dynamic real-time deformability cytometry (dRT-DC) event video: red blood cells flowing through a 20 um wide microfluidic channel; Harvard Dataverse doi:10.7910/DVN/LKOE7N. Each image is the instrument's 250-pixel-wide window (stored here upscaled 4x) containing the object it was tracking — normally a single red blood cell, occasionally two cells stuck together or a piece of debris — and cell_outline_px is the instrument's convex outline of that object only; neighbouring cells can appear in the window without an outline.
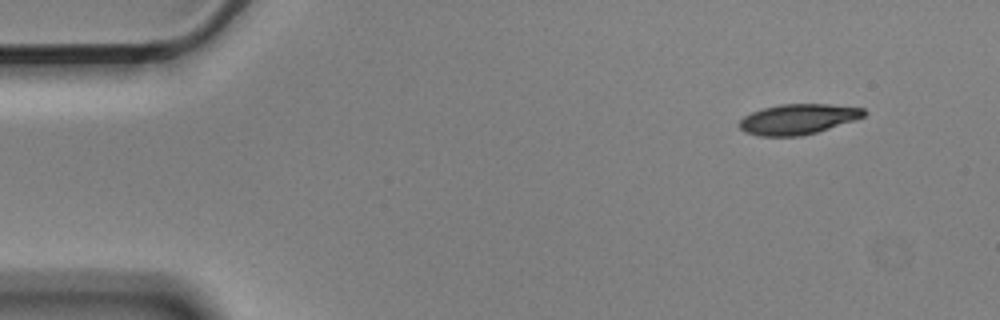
{"species": "Egyptian fruit bat (a non-hibernating species)", "species_latin": "Rousettus aegyptiacus", "temperature_condition": "cold", "stored_images_in_passage": 51, "camera_frame_rate_fps": 3000, "um_per_image_px": 0.085, "animal": {"sex": "male"}, "frame": {"image": 1, "passage_image": 1, "time_ms": 0.0, "image_size_px": [1000, 320], "cell_outline_px": [[868, 112], [864, 116], [816, 132], [800, 136], [760, 136], [744, 132], [740, 128], [740, 120], [744, 116], [752, 112], [764, 108], [780, 104], [828, 104], [864, 108]], "centroid_in_image_um": [67.81, 10.12], "position_along_channel_um": 17.2, "area_um2": 21.73}}
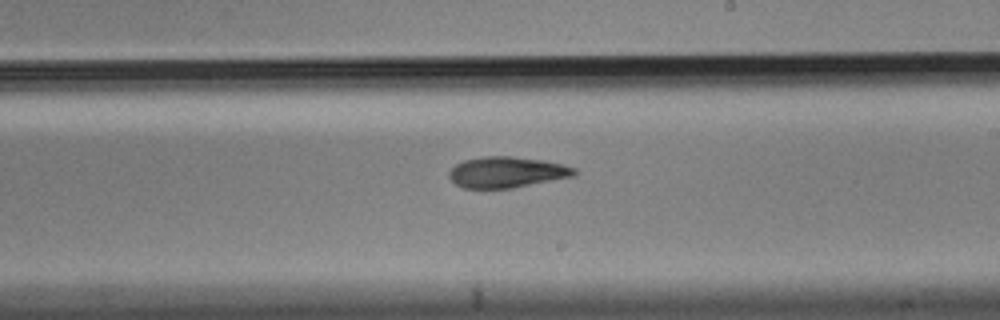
{"frame": {"image": 2, "passage_image": 28, "time_ms": 9.0, "image_size_px": [1000, 320], "cell_outline_px": [[576, 176], [512, 188], [464, 188], [456, 184], [448, 176], [448, 172], [456, 164], [464, 160], [484, 156], [512, 156], [544, 160], [576, 168]], "centroid_in_image_um": [43.08, 14.63], "position_along_channel_um": 245.9, "area_um2": 22.6}}
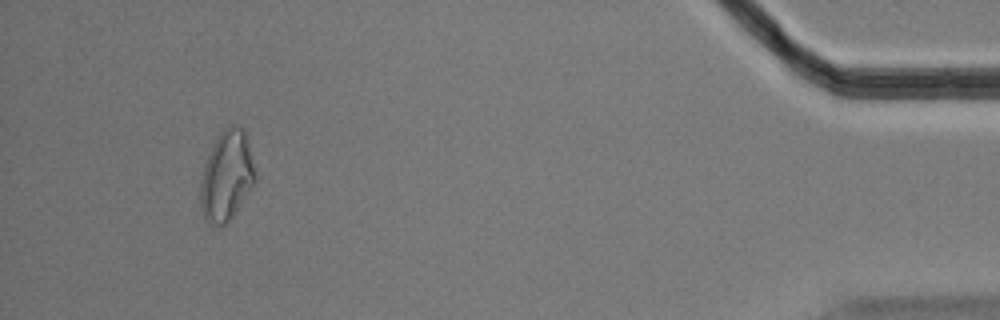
{"frame": {"image": 3, "passage_image": 48, "time_ms": 15.667, "image_size_px": [1000, 320], "cell_outline_px": [[256, 172], [252, 184], [232, 216], [224, 224], [216, 228], [208, 224], [200, 208], [200, 180], [204, 164], [216, 136], [224, 128], [232, 124], [244, 128]], "centroid_in_image_um": [19.22, 14.93], "position_along_channel_um": 416.0, "area_um2": 28.55}, "authors_computed_cell_mechanics": {"area_um2": 22.8888, "velocity_mm_per_s": 3.5614, "shape_relaxation_time_tau1_ms": 3.7448, "shape_relaxation_time_tau2_ms": 6.3259, "deformation_change_tau1": 0.1204, "deformation_change_tau2": 0.1245}}